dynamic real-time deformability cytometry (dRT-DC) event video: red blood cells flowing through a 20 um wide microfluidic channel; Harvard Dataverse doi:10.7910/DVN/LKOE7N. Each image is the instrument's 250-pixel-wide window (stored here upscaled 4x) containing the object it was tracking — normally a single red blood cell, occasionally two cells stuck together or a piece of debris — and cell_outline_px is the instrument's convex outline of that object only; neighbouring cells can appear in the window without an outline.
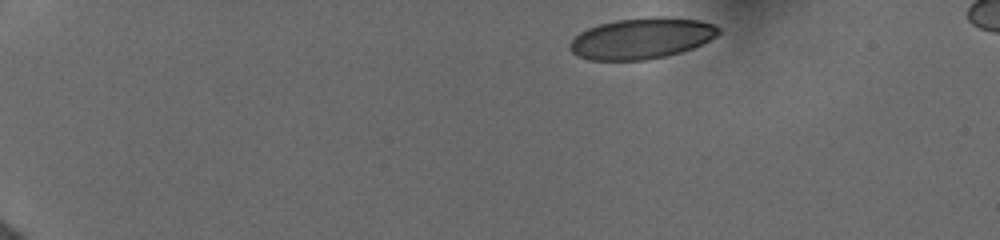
{"species": "human", "species_latin": "Homo sapiens", "temperature_condition": "cold", "stored_images_in_passage": 5, "camera_frame_rate_fps": 3000, "um_per_image_px": 0.085, "donor": {"sex": "female"}, "frame": {"image": 1, "passage_image": 1, "time_ms": 0.0, "image_size_px": [1000, 240], "cell_outline_px": [[720, 32], [716, 36], [692, 48], [680, 52], [664, 56], [644, 60], [588, 60], [576, 56], [568, 48], [568, 44], [580, 32], [588, 28], [600, 24], [616, 20], [652, 16], [664, 16], [700, 20], [712, 24], [720, 28]], "centroid_in_image_um": [54.5, 3.25], "position_along_channel_um": 30.5, "area_um2": 35.55}}
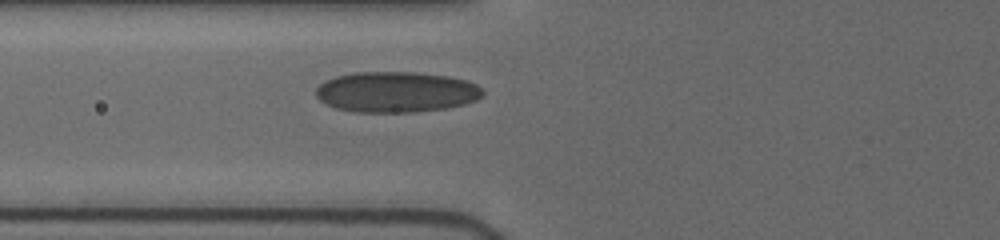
{"frame": {"image": 2, "passage_image": 5, "time_ms": 4.333, "image_size_px": [1000, 240], "cell_outline_px": [[484, 96], [476, 100], [464, 104], [444, 108], [412, 112], [356, 112], [336, 108], [320, 100], [316, 96], [316, 88], [320, 84], [336, 76], [356, 72], [416, 72], [448, 76], [464, 80], [476, 84], [484, 92]], "centroid_in_image_um": [33.68, 7.81], "position_along_channel_um": 92.1, "area_um2": 39.36}}